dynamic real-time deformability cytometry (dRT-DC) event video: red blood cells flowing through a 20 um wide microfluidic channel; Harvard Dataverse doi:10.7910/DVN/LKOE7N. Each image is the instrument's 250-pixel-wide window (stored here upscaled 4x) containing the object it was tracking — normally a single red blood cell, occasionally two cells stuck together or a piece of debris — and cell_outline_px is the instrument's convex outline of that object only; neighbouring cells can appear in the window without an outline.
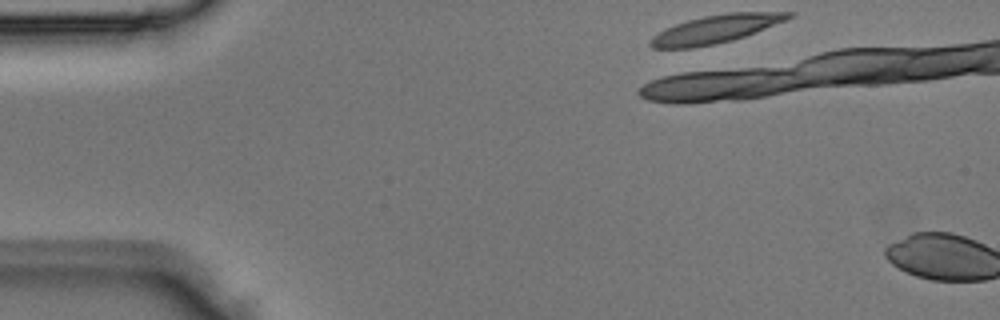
{"species": "Egyptian fruit bat (a non-hibernating species)", "species_latin": "Rousettus aegyptiacus", "temperature_condition": "room temperature", "stored_images_in_passage": 2, "camera_frame_rate_fps": 3000, "um_per_image_px": 0.085, "animal": {"sex": "male"}, "frame": {"image": 1, "passage_image": 1, "time_ms": 0.0, "image_size_px": [1000, 320], "cell_outline_px": [[792, 16], [788, 20], [756, 32], [732, 40], [716, 44], [692, 48], [652, 48], [648, 44], [648, 40], [652, 36], [676, 24], [688, 20], [704, 16], [728, 12], [792, 12]], "centroid_in_image_um": [60.84, 2.47], "position_along_channel_um": 24.2, "area_um2": 22.54}}